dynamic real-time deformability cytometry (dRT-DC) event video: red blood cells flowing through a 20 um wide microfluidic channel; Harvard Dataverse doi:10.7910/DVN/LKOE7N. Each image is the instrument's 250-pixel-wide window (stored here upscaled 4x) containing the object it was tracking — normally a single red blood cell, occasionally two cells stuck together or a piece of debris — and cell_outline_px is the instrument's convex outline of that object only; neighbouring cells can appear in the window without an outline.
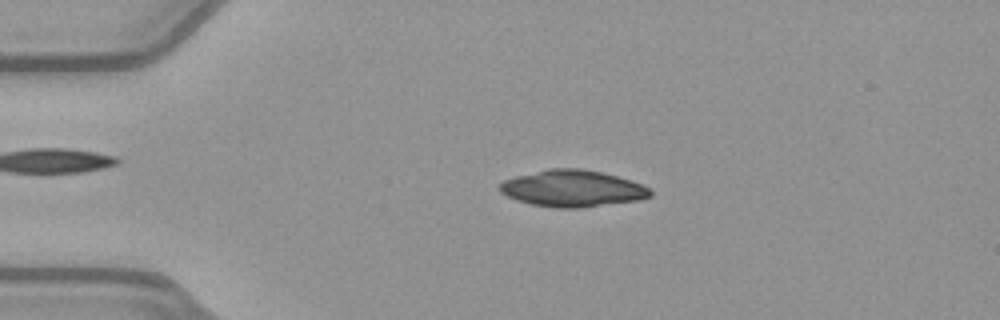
{"species": "common noctule bat (a hibernating species)", "species_latin": "Nyctalus noctula", "temperature_condition": "warm", "stored_images_in_passage": 51, "camera_frame_rate_fps": 3000, "um_per_image_px": 0.085, "animal": {"sex": "female", "body_mass_g": 21.9}, "frame": {"image": 1, "passage_image": 11, "time_ms": 3.333, "image_size_px": [1000, 320], "cell_outline_px": [[652, 196], [640, 200], [580, 208], [556, 208], [532, 204], [516, 200], [500, 192], [500, 184], [504, 180], [516, 176], [548, 168], [580, 168], [600, 172], [632, 180], [652, 188]], "centroid_in_image_um": [48.7, 16.02], "position_along_channel_um": 36.3, "area_um2": 32.25}}